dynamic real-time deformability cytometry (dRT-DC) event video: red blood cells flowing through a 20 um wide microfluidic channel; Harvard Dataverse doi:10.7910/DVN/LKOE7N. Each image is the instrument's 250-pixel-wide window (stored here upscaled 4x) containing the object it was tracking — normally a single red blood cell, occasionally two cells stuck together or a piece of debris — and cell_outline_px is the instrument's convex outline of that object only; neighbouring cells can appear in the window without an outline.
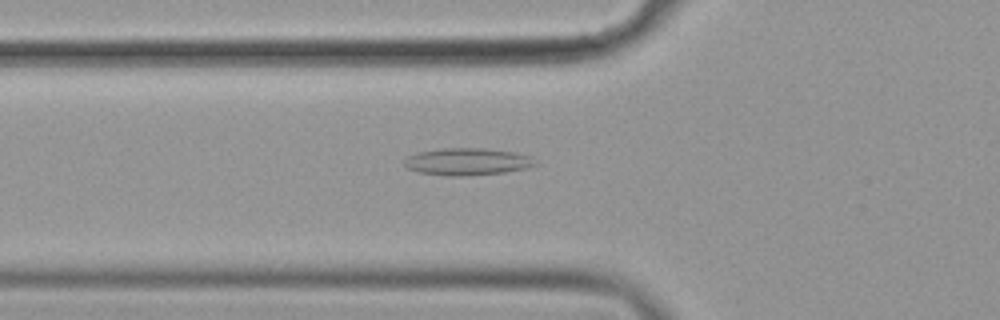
{"species": "common noctule bat (a hibernating species)", "species_latin": "Nyctalus noctula", "temperature_condition": "cold", "stored_images_in_passage": 56, "camera_frame_rate_fps": 3000, "um_per_image_px": 0.085, "animal": {"sex": "female", "body_mass_g": 19.9}, "frame": {"image": 1, "passage_image": 20, "time_ms": 6.333, "image_size_px": [1000, 320], "cell_outline_px": [[540, 164], [524, 168], [504, 172], [464, 176], [448, 176], [420, 172], [404, 168], [400, 160], [416, 152], [440, 148], [484, 148], [516, 152], [532, 156]], "centroid_in_image_um": [39.68, 13.73], "position_along_channel_um": 86.1, "area_um2": 21.15}}
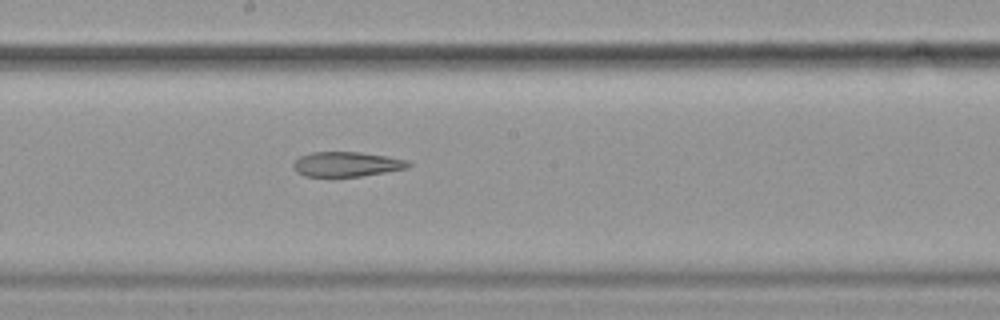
{"frame": {"image": 2, "passage_image": 31, "time_ms": 10.0, "image_size_px": [1000, 320], "cell_outline_px": [[412, 164], [408, 168], [360, 176], [304, 176], [296, 172], [292, 164], [300, 156], [312, 152], [360, 152], [388, 156], [408, 160]], "centroid_in_image_um": [29.48, 13.95], "position_along_channel_um": 218.7, "area_um2": 16.59}}
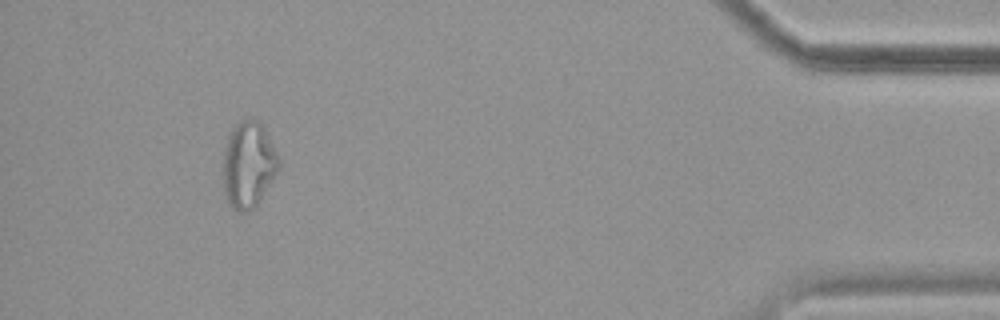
{"frame": {"image": 3, "passage_image": 52, "time_ms": 17.0, "image_size_px": [1000, 320], "cell_outline_px": [[280, 164], [276, 176], [260, 200], [248, 212], [240, 212], [228, 204], [224, 192], [224, 148], [228, 132], [240, 120], [256, 120], [264, 128], [280, 156]], "centroid_in_image_um": [21.13, 14.0], "position_along_channel_um": 414.1, "area_um2": 28.09}, "authors_computed_cell_mechanics": {"area_um2": 21.964, "velocity_mm_per_s": 3.5987, "shape_relaxation_time_tau1_ms": null, "shape_relaxation_time_tau2_ms": 7.1666, "deformation_change_tau1": null, "deformation_change_tau2": 0.1856}}